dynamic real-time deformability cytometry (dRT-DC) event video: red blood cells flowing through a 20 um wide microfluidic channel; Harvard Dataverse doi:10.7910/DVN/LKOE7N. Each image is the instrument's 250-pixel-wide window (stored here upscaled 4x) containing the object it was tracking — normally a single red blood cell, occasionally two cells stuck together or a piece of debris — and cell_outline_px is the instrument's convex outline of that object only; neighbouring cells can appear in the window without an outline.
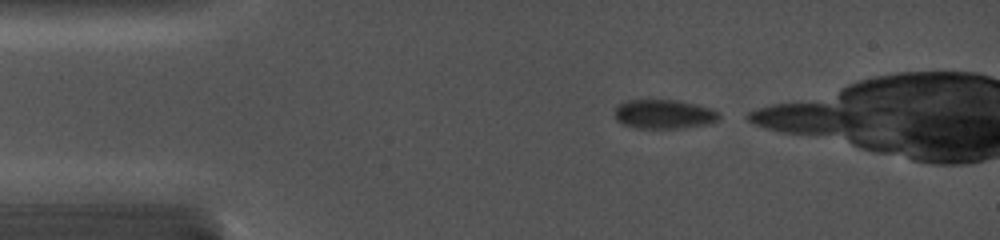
{"species": "common noctule bat (a hibernating species)", "species_latin": "Nyctalus noctula", "temperature_condition": "cold", "stored_images_in_passage": 4, "camera_frame_rate_fps": 5000, "um_per_image_px": 0.085, "animal": {"sex": "female", "body_mass_g": 19.0, "forearm_length_mm": 56.7}, "frame": {"image": 1, "passage_image": 1, "time_ms": 0.0, "image_size_px": [1000, 240], "cell_outline_px": [[720, 116], [716, 120], [708, 124], [684, 128], [636, 128], [624, 124], [616, 120], [612, 112], [616, 104], [628, 100], [676, 100], [696, 104], [712, 108], [720, 112]], "centroid_in_image_um": [56.4, 9.7], "position_along_channel_um": 28.6, "area_um2": 18.03}}